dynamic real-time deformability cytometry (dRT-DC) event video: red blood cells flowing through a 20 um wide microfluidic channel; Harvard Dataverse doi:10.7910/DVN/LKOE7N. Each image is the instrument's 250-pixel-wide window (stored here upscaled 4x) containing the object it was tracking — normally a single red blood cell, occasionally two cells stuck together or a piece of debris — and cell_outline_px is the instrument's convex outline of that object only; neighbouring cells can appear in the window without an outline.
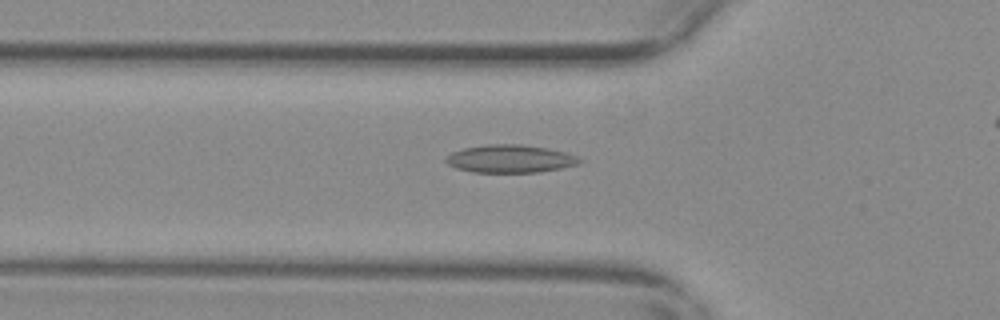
{"species": "common noctule bat (a hibernating species)", "species_latin": "Nyctalus noctula", "temperature_condition": "warm", "stored_images_in_passage": 27, "camera_frame_rate_fps": 3000, "um_per_image_px": 0.085, "animal": {"sex": "female", "body_mass_g": 29.2, "forearm_length_mm": 56.3}, "frame": {"image": 1, "passage_image": 8, "time_ms": 2.333, "image_size_px": [1000, 320], "cell_outline_px": [[584, 160], [580, 164], [540, 172], [472, 172], [456, 168], [448, 164], [444, 160], [452, 152], [464, 148], [488, 144], [520, 144], [548, 148], [568, 152], [580, 156]], "centroid_in_image_um": [43.43, 13.49], "position_along_channel_um": 82.4, "area_um2": 21.91}}
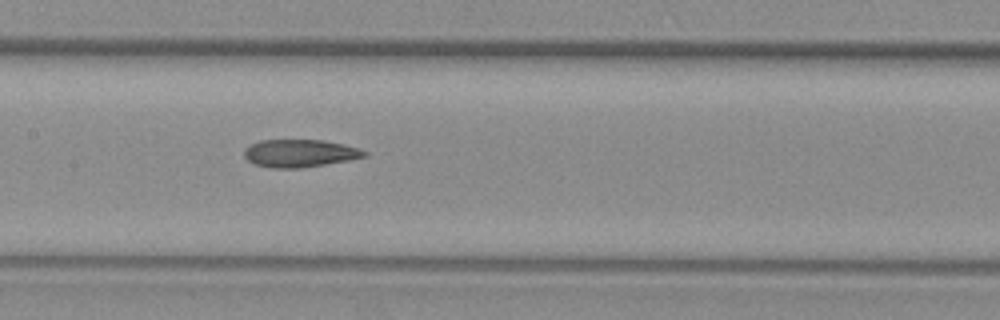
{"frame": {"image": 2, "passage_image": 16, "time_ms": 5.0, "image_size_px": [1000, 320], "cell_outline_px": [[368, 156], [348, 160], [300, 168], [272, 168], [256, 164], [248, 160], [244, 156], [244, 148], [260, 140], [324, 140], [344, 144], [360, 148], [368, 152]], "centroid_in_image_um": [25.51, 13.02], "position_along_channel_um": 181.9, "area_um2": 19.36}}
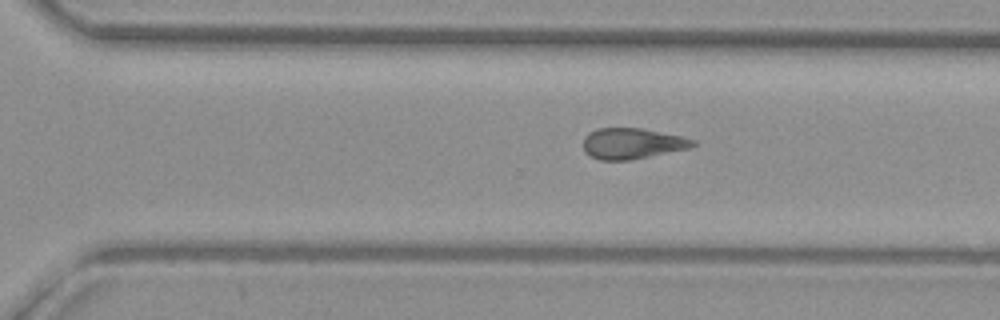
{"frame": {"image": 3, "passage_image": 27, "time_ms": 8.667, "image_size_px": [1000, 320], "cell_outline_px": [[696, 144], [692, 148], [628, 160], [600, 160], [588, 156], [584, 152], [584, 136], [588, 132], [596, 128], [640, 128], [680, 136], [696, 140]], "centroid_in_image_um": [53.71, 12.2], "position_along_channel_um": 316.9, "area_um2": 19.77}}